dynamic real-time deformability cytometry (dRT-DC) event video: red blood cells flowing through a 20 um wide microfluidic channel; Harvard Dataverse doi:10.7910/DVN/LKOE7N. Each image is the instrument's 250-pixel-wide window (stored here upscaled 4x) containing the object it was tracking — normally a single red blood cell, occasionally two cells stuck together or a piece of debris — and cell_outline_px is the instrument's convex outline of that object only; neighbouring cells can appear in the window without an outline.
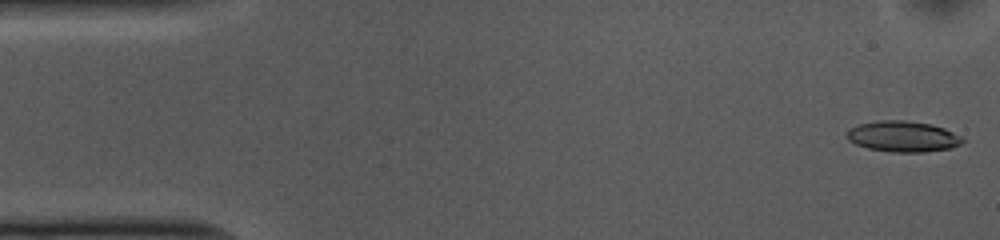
{"species": "common noctule bat (a hibernating species)", "species_latin": "Nyctalus noctula", "temperature_condition": "cold", "stored_images_in_passage": 52, "camera_frame_rate_fps": 3000, "um_per_image_px": 0.085, "animal": {"sex": "female", "body_mass_g": 10.0, "forearm_length_mm": 53.1}, "frame": {"image": 1, "passage_image": 1, "time_ms": 0.0, "image_size_px": [1000, 240], "cell_outline_px": [[964, 140], [960, 144], [952, 148], [924, 152], [892, 152], [868, 148], [856, 144], [848, 140], [848, 128], [860, 124], [880, 120], [904, 120], [932, 124], [944, 128], [960, 136]], "centroid_in_image_um": [76.75, 11.6], "position_along_channel_um": 8.2, "area_um2": 20.69}}
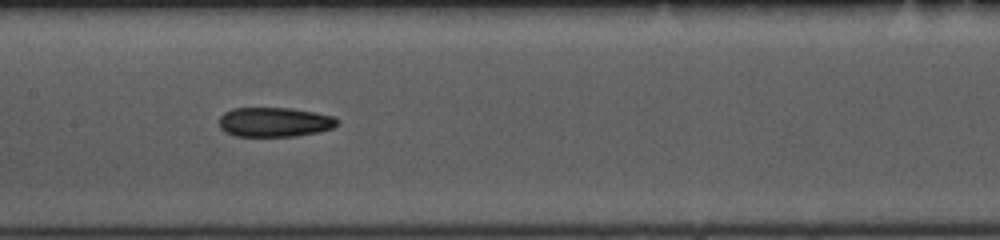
{"frame": {"image": 2, "passage_image": 24, "time_ms": 7.667, "image_size_px": [1000, 240], "cell_outline_px": [[340, 124], [332, 128], [316, 132], [296, 136], [236, 136], [224, 132], [220, 128], [220, 116], [224, 112], [232, 108], [292, 108], [336, 116], [340, 120]], "centroid_in_image_um": [23.36, 10.37], "position_along_channel_um": 184.0, "area_um2": 20.52}}
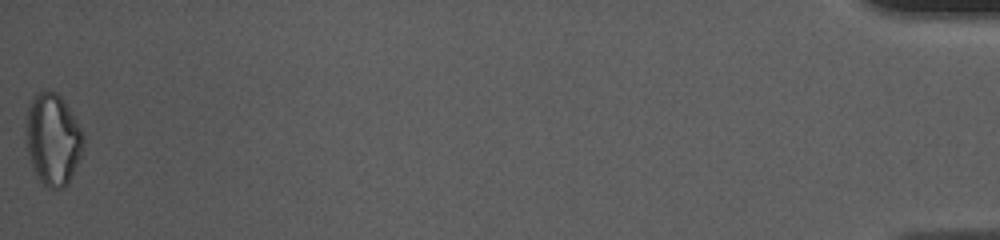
{"frame": {"image": 3, "passage_image": 52, "time_ms": 17.0, "image_size_px": [1000, 240], "cell_outline_px": [[84, 140], [80, 156], [68, 184], [64, 188], [48, 188], [40, 180], [32, 164], [28, 152], [24, 132], [28, 108], [32, 96], [36, 92], [48, 88], [56, 92], [64, 100], [76, 120], [84, 136]], "centroid_in_image_um": [4.47, 11.78], "position_along_channel_um": 430.7, "area_um2": 30.75}, "authors_computed_cell_mechanics": {"area_um2": 21.1259, "velocity_mm_per_s": 3.7395, "shape_relaxation_time_tau1_ms": null, "shape_relaxation_time_tau2_ms": 9.8463, "deformation_change_tau1": null, "deformation_change_tau2": 0.2091}}